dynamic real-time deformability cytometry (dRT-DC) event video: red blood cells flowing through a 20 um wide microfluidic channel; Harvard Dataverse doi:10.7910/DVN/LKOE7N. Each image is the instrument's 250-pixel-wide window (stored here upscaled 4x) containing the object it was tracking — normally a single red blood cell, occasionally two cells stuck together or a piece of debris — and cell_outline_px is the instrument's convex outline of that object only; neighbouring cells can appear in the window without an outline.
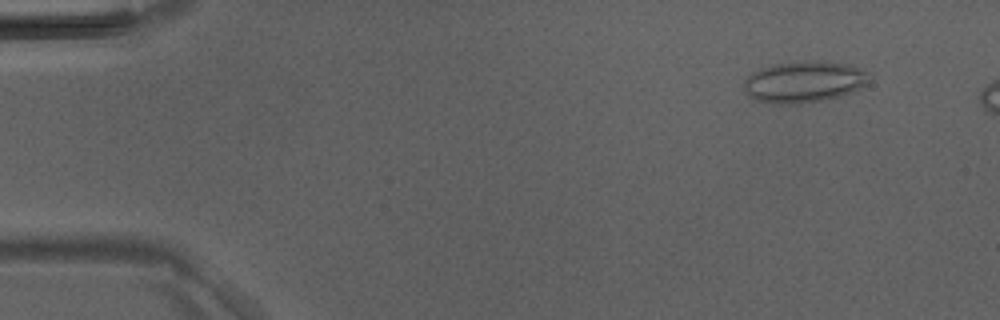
{"species": "Egyptian fruit bat (a non-hibernating species)", "species_latin": "Rousettus aegyptiacus", "temperature_condition": "room temperature", "stored_images_in_passage": 9, "camera_frame_rate_fps": 3000, "um_per_image_px": 0.085, "animal": {"sex": "male"}, "frame": {"image": 1, "passage_image": 4, "time_ms": 1.0, "image_size_px": [1000, 320], "cell_outline_px": [[872, 72], [868, 84], [852, 92], [840, 96], [820, 100], [796, 104], [776, 104], [756, 100], [744, 92], [744, 80], [752, 72], [760, 68], [772, 64], [812, 60], [820, 60], [848, 64]], "centroid_in_image_um": [68.37, 6.94], "position_along_channel_um": 16.6, "area_um2": 30.63}}